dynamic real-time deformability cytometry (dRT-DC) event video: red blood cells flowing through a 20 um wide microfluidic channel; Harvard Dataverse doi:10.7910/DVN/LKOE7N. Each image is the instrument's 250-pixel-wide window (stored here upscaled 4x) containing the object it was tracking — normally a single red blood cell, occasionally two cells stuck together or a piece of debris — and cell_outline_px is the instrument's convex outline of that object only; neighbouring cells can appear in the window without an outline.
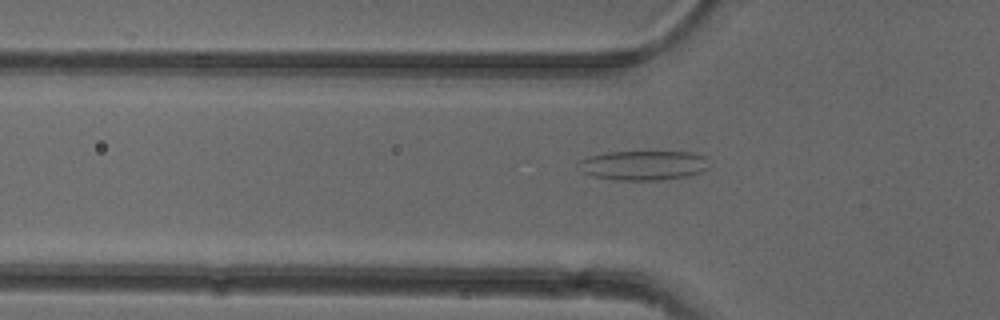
{"species": "common noctule bat (a hibernating species)", "species_latin": "Nyctalus noctula", "temperature_condition": "cold", "stored_images_in_passage": 52, "camera_frame_rate_fps": 3000, "um_per_image_px": 0.085, "animal": {"sex": "female"}, "frame": {"image": 1, "passage_image": 17, "time_ms": 5.333, "image_size_px": [1000, 320], "cell_outline_px": [[708, 168], [700, 172], [688, 176], [664, 180], [616, 180], [596, 176], [584, 172], [576, 164], [580, 160], [588, 156], [608, 152], [692, 152], [704, 156]], "centroid_in_image_um": [54.68, 14.05], "position_along_channel_um": 71.1, "area_um2": 22.37}}
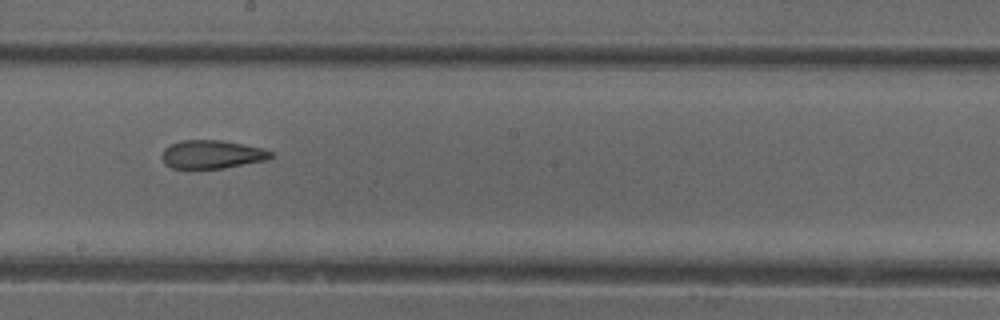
{"frame": {"image": 2, "passage_image": 29, "time_ms": 9.333, "image_size_px": [1000, 320], "cell_outline_px": [[276, 156], [268, 160], [224, 168], [172, 168], [164, 164], [160, 156], [164, 148], [180, 140], [220, 140], [264, 148], [276, 152]], "centroid_in_image_um": [18.06, 13.12], "position_along_channel_um": 230.1, "area_um2": 18.32}}
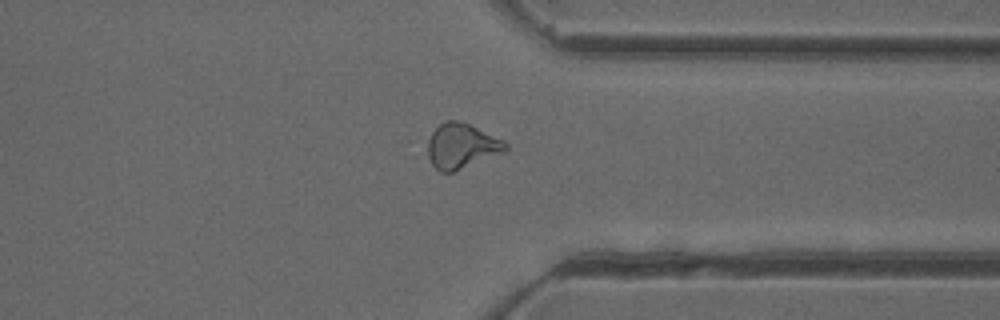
{"frame": {"image": 3, "passage_image": 40, "time_ms": 13.0, "image_size_px": [1000, 320], "cell_outline_px": [[508, 148], [504, 152], [452, 172], [440, 172], [432, 164], [428, 156], [424, 140], [444, 120], [456, 120], [468, 124], [504, 140], [508, 144]], "centroid_in_image_um": [39.18, 12.4], "position_along_channel_um": 372.2, "area_um2": 20.52}, "authors_computed_cell_mechanics": {"area_um2": 21.8484, "velocity_mm_per_s": 3.9477, "shape_relaxation_time_tau1_ms": null, "shape_relaxation_time_tau2_ms": 1.9002, "deformation_change_tau1": null, "deformation_change_tau2": 0.1019}}